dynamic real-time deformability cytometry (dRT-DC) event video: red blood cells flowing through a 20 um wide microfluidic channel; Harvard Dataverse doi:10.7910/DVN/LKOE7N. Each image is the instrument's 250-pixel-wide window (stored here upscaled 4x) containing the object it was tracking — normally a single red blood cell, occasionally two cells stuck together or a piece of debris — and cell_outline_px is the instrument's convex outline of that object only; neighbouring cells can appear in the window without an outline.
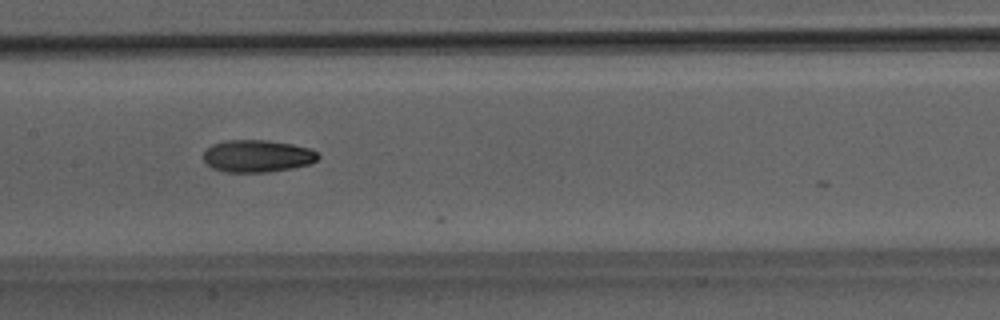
{"species": "Egyptian fruit bat (a non-hibernating species)", "species_latin": "Rousettus aegyptiacus", "temperature_condition": "room temperature", "stored_images_in_passage": 17, "camera_frame_rate_fps": 3000, "um_per_image_px": 0.085, "animal": {"sex": "male"}, "frame": {"image": 1, "passage_image": 16, "time_ms": 5.0, "image_size_px": [1000, 320], "cell_outline_px": [[320, 156], [316, 160], [308, 164], [292, 168], [268, 172], [224, 172], [212, 168], [204, 160], [204, 152], [212, 144], [224, 140], [268, 140], [292, 144], [312, 148]], "centroid_in_image_um": [21.87, 13.26], "position_along_channel_um": 185.5, "area_um2": 21.62}}